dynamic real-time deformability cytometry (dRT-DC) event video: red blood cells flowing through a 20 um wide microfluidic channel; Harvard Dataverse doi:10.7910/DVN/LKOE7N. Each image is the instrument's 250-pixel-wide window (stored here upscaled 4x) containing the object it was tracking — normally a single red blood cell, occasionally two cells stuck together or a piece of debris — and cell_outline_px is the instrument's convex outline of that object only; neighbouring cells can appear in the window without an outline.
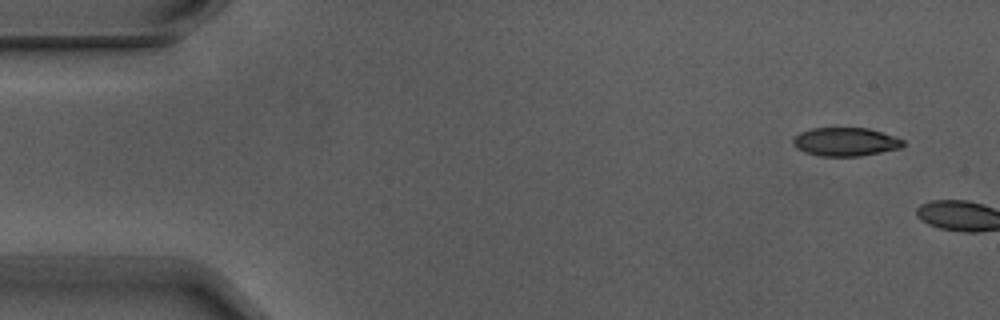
{"species": "Egyptian fruit bat (a non-hibernating species)", "species_latin": "Rousettus aegyptiacus", "temperature_condition": "warm", "stored_images_in_passage": 5, "camera_frame_rate_fps": 3000, "um_per_image_px": 0.085, "animal": {"sex": "male"}, "frame": {"image": 1, "passage_image": 1, "time_ms": 0.0, "image_size_px": [1000, 320], "cell_outline_px": [[904, 144], [900, 148], [860, 156], [820, 156], [804, 152], [796, 148], [792, 144], [792, 140], [800, 132], [812, 128], [868, 128], [904, 140]], "centroid_in_image_um": [71.82, 12.06], "position_along_channel_um": 13.2, "area_um2": 18.15}}